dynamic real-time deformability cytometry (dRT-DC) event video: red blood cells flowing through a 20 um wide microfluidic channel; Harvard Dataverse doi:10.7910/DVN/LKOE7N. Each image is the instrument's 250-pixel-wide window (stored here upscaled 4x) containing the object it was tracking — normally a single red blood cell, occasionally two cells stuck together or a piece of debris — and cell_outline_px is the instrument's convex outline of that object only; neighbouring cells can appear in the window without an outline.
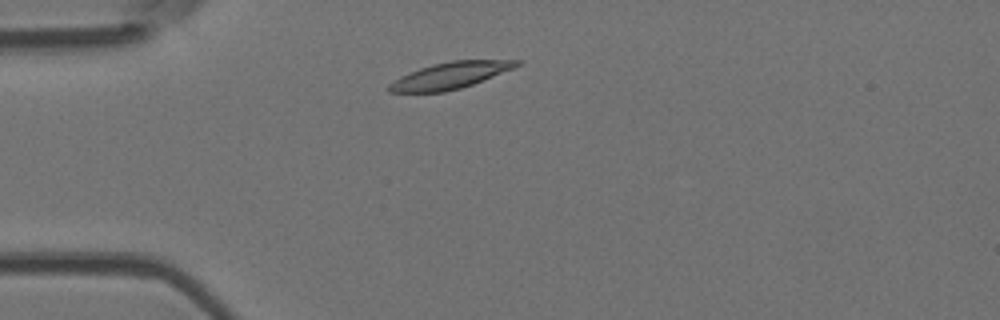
{"species": "Egyptian fruit bat (a non-hibernating species)", "species_latin": "Rousettus aegyptiacus", "temperature_condition": "room temperature", "stored_images_in_passage": 3, "camera_frame_rate_fps": 3000, "um_per_image_px": 0.085, "animal": {"sex": "female"}, "frame": {"image": 1, "passage_image": 2, "time_ms": 1.333, "image_size_px": [1000, 320], "cell_outline_px": [[520, 64], [512, 68], [472, 84], [460, 88], [444, 92], [388, 92], [388, 84], [400, 76], [420, 68], [432, 64], [452, 60], [520, 60]], "centroid_in_image_um": [38.2, 6.41], "position_along_channel_um": 46.8, "area_um2": 19.36}}